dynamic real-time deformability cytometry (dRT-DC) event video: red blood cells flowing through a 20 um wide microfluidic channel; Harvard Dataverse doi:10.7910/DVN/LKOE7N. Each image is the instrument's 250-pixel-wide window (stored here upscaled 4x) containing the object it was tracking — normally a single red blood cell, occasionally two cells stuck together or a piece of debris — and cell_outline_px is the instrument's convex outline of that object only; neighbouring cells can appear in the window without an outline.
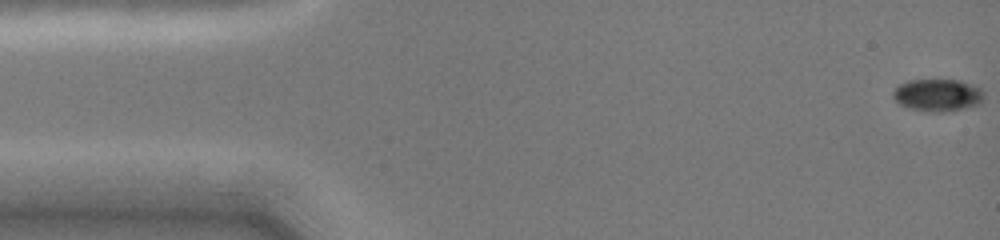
{"species": "common noctule bat (a hibernating species)", "species_latin": "Nyctalus noctula", "temperature_condition": "cold", "stored_images_in_passage": 6, "camera_frame_rate_fps": 3000, "um_per_image_px": 0.085, "animal": {"sex": "female", "body_mass_g": 19.0, "forearm_length_mm": 51.5}, "frame": {"image": 1, "passage_image": 1, "time_ms": 0.0, "image_size_px": [1000, 240], "cell_outline_px": [[984, 100], [980, 104], [968, 108], [944, 112], [928, 112], [908, 108], [900, 104], [892, 96], [892, 92], [900, 84], [908, 80], [960, 80], [972, 84], [980, 88], [984, 92]], "centroid_in_image_um": [79.74, 8.1], "position_along_channel_um": 5.3, "area_um2": 17.4}}
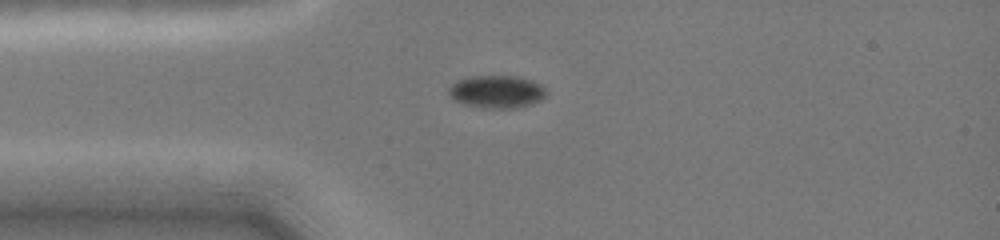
{"frame": {"image": 2, "passage_image": 5, "time_ms": 3.667, "image_size_px": [1000, 240], "cell_outline_px": [[548, 92], [540, 100], [532, 104], [516, 108], [484, 108], [464, 104], [456, 100], [448, 92], [448, 88], [456, 80], [468, 76], [516, 76], [532, 80], [540, 84]], "centroid_in_image_um": [42.23, 7.79], "position_along_channel_um": 42.8, "area_um2": 18.61}}